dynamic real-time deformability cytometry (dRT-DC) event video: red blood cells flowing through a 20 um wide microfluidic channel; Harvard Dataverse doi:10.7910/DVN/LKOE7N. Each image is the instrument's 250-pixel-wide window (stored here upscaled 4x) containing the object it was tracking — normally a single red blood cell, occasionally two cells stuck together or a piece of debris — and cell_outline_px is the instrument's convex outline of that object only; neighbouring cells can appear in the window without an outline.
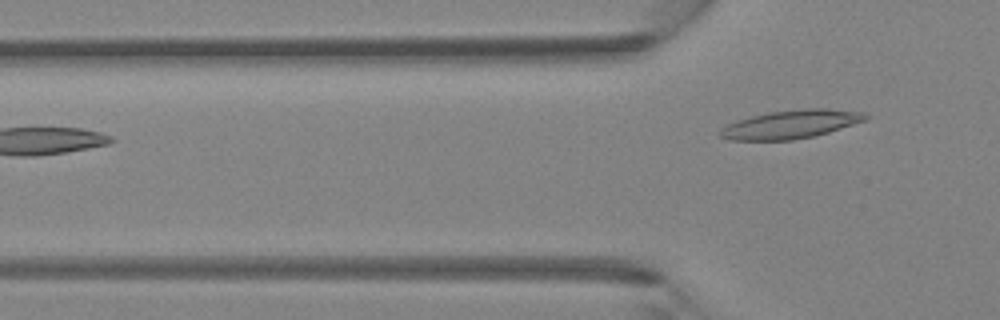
{"species": "Egyptian fruit bat (a non-hibernating species)", "species_latin": "Rousettus aegyptiacus", "temperature_condition": "room temperature", "stored_images_in_passage": 6, "camera_frame_rate_fps": 3000, "um_per_image_px": 0.085, "animal": {"sex": "female"}, "frame": {"image": 1, "passage_image": 6, "time_ms": 1.667, "image_size_px": [1000, 320], "cell_outline_px": [[872, 116], [868, 120], [816, 136], [792, 140], [732, 140], [720, 136], [720, 132], [728, 124], [736, 120], [768, 112], [804, 108], [828, 108], [864, 112]], "centroid_in_image_um": [67.32, 10.55], "position_along_channel_um": 58.5, "area_um2": 24.28}}